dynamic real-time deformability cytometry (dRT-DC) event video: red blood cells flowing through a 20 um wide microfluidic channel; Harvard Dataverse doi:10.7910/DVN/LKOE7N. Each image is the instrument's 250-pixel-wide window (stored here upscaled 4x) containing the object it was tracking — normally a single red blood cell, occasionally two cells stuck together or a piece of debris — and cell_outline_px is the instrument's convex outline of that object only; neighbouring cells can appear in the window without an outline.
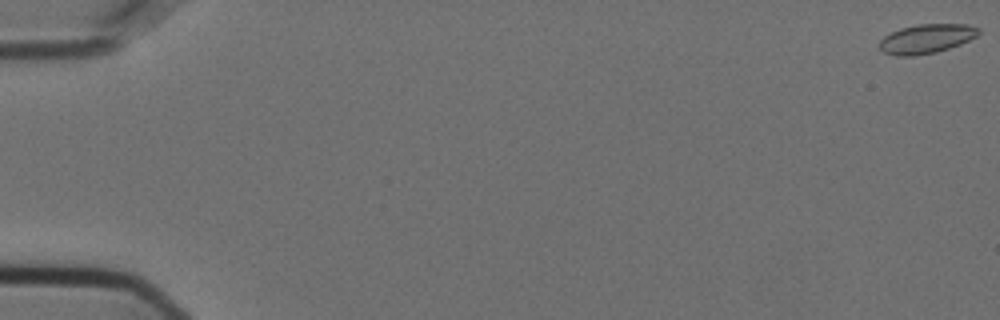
{"species": "Egyptian fruit bat (a non-hibernating species)", "species_latin": "Rousettus aegyptiacus", "temperature_condition": "cold", "stored_images_in_passage": 17, "camera_frame_rate_fps": 3000, "um_per_image_px": 0.085, "animal": {"sex": "female"}, "frame": {"image": 1, "passage_image": 1, "time_ms": 0.0, "image_size_px": [1000, 320], "cell_outline_px": [[980, 32], [976, 36], [960, 44], [936, 52], [912, 56], [896, 56], [884, 52], [880, 48], [880, 40], [884, 36], [900, 28], [920, 24], [968, 24], [980, 28]], "centroid_in_image_um": [78.75, 3.29], "position_along_channel_um": 6.2, "area_um2": 16.76}}